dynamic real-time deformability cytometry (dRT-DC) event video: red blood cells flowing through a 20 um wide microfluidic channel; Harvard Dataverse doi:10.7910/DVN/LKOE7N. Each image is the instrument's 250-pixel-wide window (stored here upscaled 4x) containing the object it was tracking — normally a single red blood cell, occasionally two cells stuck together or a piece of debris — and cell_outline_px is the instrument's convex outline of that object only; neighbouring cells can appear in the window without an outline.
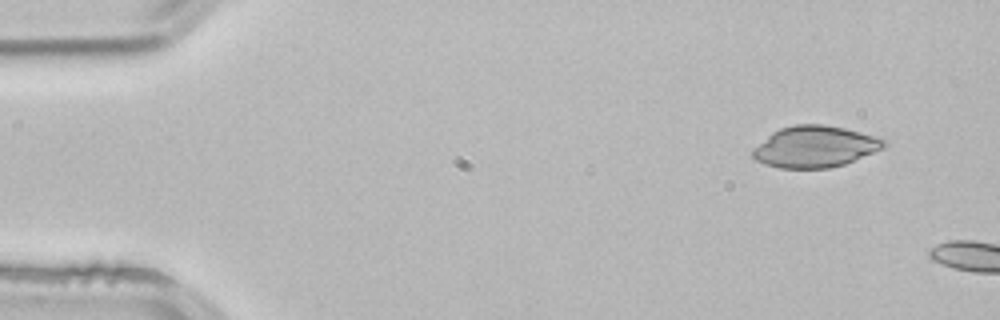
{"species": "common noctule bat (a hibernating species)", "species_latin": "Nyctalus noctula", "temperature_condition": "room temperature", "stored_images_in_passage": 2, "camera_frame_rate_fps": 3000, "um_per_image_px": 0.085, "animal": {"sex": "male", "body_mass_g": 21.5, "forearm_length_mm": 52.0}, "frame": {"image": 1, "passage_image": 1, "time_ms": 0.0, "image_size_px": [1000, 320], "cell_outline_px": [[888, 144], [884, 148], [844, 164], [828, 168], [780, 168], [764, 164], [756, 160], [752, 156], [752, 148], [772, 132], [780, 128], [796, 124], [824, 124], [844, 128], [860, 132], [884, 140]], "centroid_in_image_um": [69.23, 12.47], "position_along_channel_um": 15.8, "area_um2": 31.56}}